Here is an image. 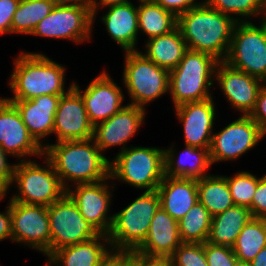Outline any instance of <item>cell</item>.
<instances>
[{"instance_id":"1","label":"cell","mask_w":266,"mask_h":266,"mask_svg":"<svg viewBox=\"0 0 266 266\" xmlns=\"http://www.w3.org/2000/svg\"><path fill=\"white\" fill-rule=\"evenodd\" d=\"M43 145L45 157L52 163L66 190L69 181L75 186L96 183L110 176V160L102 154L93 139Z\"/></svg>"},{"instance_id":"2","label":"cell","mask_w":266,"mask_h":266,"mask_svg":"<svg viewBox=\"0 0 266 266\" xmlns=\"http://www.w3.org/2000/svg\"><path fill=\"white\" fill-rule=\"evenodd\" d=\"M238 21L233 16L212 9L202 2L178 17L187 49L212 55L225 61L233 31Z\"/></svg>"},{"instance_id":"3","label":"cell","mask_w":266,"mask_h":266,"mask_svg":"<svg viewBox=\"0 0 266 266\" xmlns=\"http://www.w3.org/2000/svg\"><path fill=\"white\" fill-rule=\"evenodd\" d=\"M9 88L13 98L6 100H32L42 95H64L65 67L41 53L23 52L14 61Z\"/></svg>"},{"instance_id":"4","label":"cell","mask_w":266,"mask_h":266,"mask_svg":"<svg viewBox=\"0 0 266 266\" xmlns=\"http://www.w3.org/2000/svg\"><path fill=\"white\" fill-rule=\"evenodd\" d=\"M218 60L212 55L187 50L178 66L169 71V93L174 106L212 98L210 88Z\"/></svg>"},{"instance_id":"5","label":"cell","mask_w":266,"mask_h":266,"mask_svg":"<svg viewBox=\"0 0 266 266\" xmlns=\"http://www.w3.org/2000/svg\"><path fill=\"white\" fill-rule=\"evenodd\" d=\"M159 207L158 191H144L123 210L113 214L112 225L107 234L111 249H137L146 239L152 218Z\"/></svg>"},{"instance_id":"6","label":"cell","mask_w":266,"mask_h":266,"mask_svg":"<svg viewBox=\"0 0 266 266\" xmlns=\"http://www.w3.org/2000/svg\"><path fill=\"white\" fill-rule=\"evenodd\" d=\"M119 151L110 161V177L135 188L157 190L165 176L164 149L134 147Z\"/></svg>"},{"instance_id":"7","label":"cell","mask_w":266,"mask_h":266,"mask_svg":"<svg viewBox=\"0 0 266 266\" xmlns=\"http://www.w3.org/2000/svg\"><path fill=\"white\" fill-rule=\"evenodd\" d=\"M44 159V167L31 160L15 164L12 183L17 184L19 193L13 194L11 201L48 207L66 194L52 163Z\"/></svg>"},{"instance_id":"8","label":"cell","mask_w":266,"mask_h":266,"mask_svg":"<svg viewBox=\"0 0 266 266\" xmlns=\"http://www.w3.org/2000/svg\"><path fill=\"white\" fill-rule=\"evenodd\" d=\"M123 83L130 105H145L169 91V71L146 58L142 52L126 51Z\"/></svg>"},{"instance_id":"9","label":"cell","mask_w":266,"mask_h":266,"mask_svg":"<svg viewBox=\"0 0 266 266\" xmlns=\"http://www.w3.org/2000/svg\"><path fill=\"white\" fill-rule=\"evenodd\" d=\"M224 62L266 83V21H238Z\"/></svg>"},{"instance_id":"10","label":"cell","mask_w":266,"mask_h":266,"mask_svg":"<svg viewBox=\"0 0 266 266\" xmlns=\"http://www.w3.org/2000/svg\"><path fill=\"white\" fill-rule=\"evenodd\" d=\"M50 223V255L63 247L83 243L100 235L84 219L76 204L65 194L48 206Z\"/></svg>"},{"instance_id":"11","label":"cell","mask_w":266,"mask_h":266,"mask_svg":"<svg viewBox=\"0 0 266 266\" xmlns=\"http://www.w3.org/2000/svg\"><path fill=\"white\" fill-rule=\"evenodd\" d=\"M93 28L91 5L54 6L31 35L53 39H69L75 43L88 41Z\"/></svg>"},{"instance_id":"12","label":"cell","mask_w":266,"mask_h":266,"mask_svg":"<svg viewBox=\"0 0 266 266\" xmlns=\"http://www.w3.org/2000/svg\"><path fill=\"white\" fill-rule=\"evenodd\" d=\"M12 241L24 243L50 256L48 207L10 200Z\"/></svg>"},{"instance_id":"13","label":"cell","mask_w":266,"mask_h":266,"mask_svg":"<svg viewBox=\"0 0 266 266\" xmlns=\"http://www.w3.org/2000/svg\"><path fill=\"white\" fill-rule=\"evenodd\" d=\"M265 135L249 115L240 116L218 133H213L209 150L211 163L239 158L258 145Z\"/></svg>"},{"instance_id":"14","label":"cell","mask_w":266,"mask_h":266,"mask_svg":"<svg viewBox=\"0 0 266 266\" xmlns=\"http://www.w3.org/2000/svg\"><path fill=\"white\" fill-rule=\"evenodd\" d=\"M110 179L109 176L96 183L76 184L75 189L69 187L66 190V194L76 204L84 219L100 234L105 235L109 233L113 221V215L107 216L112 197L110 190H114L106 184Z\"/></svg>"},{"instance_id":"15","label":"cell","mask_w":266,"mask_h":266,"mask_svg":"<svg viewBox=\"0 0 266 266\" xmlns=\"http://www.w3.org/2000/svg\"><path fill=\"white\" fill-rule=\"evenodd\" d=\"M106 71L95 77L87 88L81 92L74 82L72 87L81 95L88 118L93 126L112 117L126 105H122L124 95L121 87L113 82Z\"/></svg>"},{"instance_id":"16","label":"cell","mask_w":266,"mask_h":266,"mask_svg":"<svg viewBox=\"0 0 266 266\" xmlns=\"http://www.w3.org/2000/svg\"><path fill=\"white\" fill-rule=\"evenodd\" d=\"M0 145L20 161L28 155H44V146L32 137L17 108L5 98H0Z\"/></svg>"},{"instance_id":"17","label":"cell","mask_w":266,"mask_h":266,"mask_svg":"<svg viewBox=\"0 0 266 266\" xmlns=\"http://www.w3.org/2000/svg\"><path fill=\"white\" fill-rule=\"evenodd\" d=\"M230 105L242 115H250L254 110L259 90L265 84L261 79L218 62L215 77Z\"/></svg>"},{"instance_id":"18","label":"cell","mask_w":266,"mask_h":266,"mask_svg":"<svg viewBox=\"0 0 266 266\" xmlns=\"http://www.w3.org/2000/svg\"><path fill=\"white\" fill-rule=\"evenodd\" d=\"M91 124L81 95L72 87L62 95L54 117L53 134L57 142L92 139Z\"/></svg>"},{"instance_id":"19","label":"cell","mask_w":266,"mask_h":266,"mask_svg":"<svg viewBox=\"0 0 266 266\" xmlns=\"http://www.w3.org/2000/svg\"><path fill=\"white\" fill-rule=\"evenodd\" d=\"M177 118L183 123L185 145L210 149L216 119L213 98L200 102H186L175 107Z\"/></svg>"},{"instance_id":"20","label":"cell","mask_w":266,"mask_h":266,"mask_svg":"<svg viewBox=\"0 0 266 266\" xmlns=\"http://www.w3.org/2000/svg\"><path fill=\"white\" fill-rule=\"evenodd\" d=\"M145 115L144 108L127 104L112 117L94 126L92 139L95 145L101 151L117 145H123L121 151L125 150V143L135 135Z\"/></svg>"},{"instance_id":"21","label":"cell","mask_w":266,"mask_h":266,"mask_svg":"<svg viewBox=\"0 0 266 266\" xmlns=\"http://www.w3.org/2000/svg\"><path fill=\"white\" fill-rule=\"evenodd\" d=\"M62 95H42L32 100H7L19 111L32 137L41 144V138L53 133L54 117Z\"/></svg>"},{"instance_id":"22","label":"cell","mask_w":266,"mask_h":266,"mask_svg":"<svg viewBox=\"0 0 266 266\" xmlns=\"http://www.w3.org/2000/svg\"><path fill=\"white\" fill-rule=\"evenodd\" d=\"M181 244L178 221L160 206L152 218L146 239L136 250L147 255L171 256Z\"/></svg>"},{"instance_id":"23","label":"cell","mask_w":266,"mask_h":266,"mask_svg":"<svg viewBox=\"0 0 266 266\" xmlns=\"http://www.w3.org/2000/svg\"><path fill=\"white\" fill-rule=\"evenodd\" d=\"M157 191L160 206L179 221L195 205L198 199L197 180L164 176Z\"/></svg>"},{"instance_id":"24","label":"cell","mask_w":266,"mask_h":266,"mask_svg":"<svg viewBox=\"0 0 266 266\" xmlns=\"http://www.w3.org/2000/svg\"><path fill=\"white\" fill-rule=\"evenodd\" d=\"M102 22L120 48L126 51H137L138 10L131 2L108 7L102 16Z\"/></svg>"},{"instance_id":"25","label":"cell","mask_w":266,"mask_h":266,"mask_svg":"<svg viewBox=\"0 0 266 266\" xmlns=\"http://www.w3.org/2000/svg\"><path fill=\"white\" fill-rule=\"evenodd\" d=\"M106 246L108 247L106 248ZM110 247L107 235L100 234L89 241L66 246L54 251L48 257L49 263L46 265L97 266L112 250Z\"/></svg>"},{"instance_id":"26","label":"cell","mask_w":266,"mask_h":266,"mask_svg":"<svg viewBox=\"0 0 266 266\" xmlns=\"http://www.w3.org/2000/svg\"><path fill=\"white\" fill-rule=\"evenodd\" d=\"M164 149L165 175L187 179H200L212 165L210 149H201L185 145L183 154L175 156L172 148ZM175 156V157H174ZM193 161H192V160ZM191 161V162H190ZM189 162V163H188Z\"/></svg>"},{"instance_id":"27","label":"cell","mask_w":266,"mask_h":266,"mask_svg":"<svg viewBox=\"0 0 266 266\" xmlns=\"http://www.w3.org/2000/svg\"><path fill=\"white\" fill-rule=\"evenodd\" d=\"M252 218L248 207L238 205L214 215L207 242L232 247L243 227Z\"/></svg>"},{"instance_id":"28","label":"cell","mask_w":266,"mask_h":266,"mask_svg":"<svg viewBox=\"0 0 266 266\" xmlns=\"http://www.w3.org/2000/svg\"><path fill=\"white\" fill-rule=\"evenodd\" d=\"M145 48L143 55L168 71L178 66L188 50L178 26L167 34L149 39Z\"/></svg>"},{"instance_id":"29","label":"cell","mask_w":266,"mask_h":266,"mask_svg":"<svg viewBox=\"0 0 266 266\" xmlns=\"http://www.w3.org/2000/svg\"><path fill=\"white\" fill-rule=\"evenodd\" d=\"M139 3L137 6L139 32L143 31L148 40L167 34L177 27L178 18L154 0H139Z\"/></svg>"},{"instance_id":"30","label":"cell","mask_w":266,"mask_h":266,"mask_svg":"<svg viewBox=\"0 0 266 266\" xmlns=\"http://www.w3.org/2000/svg\"><path fill=\"white\" fill-rule=\"evenodd\" d=\"M199 202L213 217L234 206L232 196L224 176L206 175L197 180Z\"/></svg>"},{"instance_id":"31","label":"cell","mask_w":266,"mask_h":266,"mask_svg":"<svg viewBox=\"0 0 266 266\" xmlns=\"http://www.w3.org/2000/svg\"><path fill=\"white\" fill-rule=\"evenodd\" d=\"M266 247V218H252L239 233L232 250L238 260L252 262Z\"/></svg>"},{"instance_id":"32","label":"cell","mask_w":266,"mask_h":266,"mask_svg":"<svg viewBox=\"0 0 266 266\" xmlns=\"http://www.w3.org/2000/svg\"><path fill=\"white\" fill-rule=\"evenodd\" d=\"M212 216L199 201L178 221L182 243H205L208 239Z\"/></svg>"},{"instance_id":"33","label":"cell","mask_w":266,"mask_h":266,"mask_svg":"<svg viewBox=\"0 0 266 266\" xmlns=\"http://www.w3.org/2000/svg\"><path fill=\"white\" fill-rule=\"evenodd\" d=\"M54 6L48 0H20L11 23V33L31 35L37 24L50 14Z\"/></svg>"},{"instance_id":"34","label":"cell","mask_w":266,"mask_h":266,"mask_svg":"<svg viewBox=\"0 0 266 266\" xmlns=\"http://www.w3.org/2000/svg\"><path fill=\"white\" fill-rule=\"evenodd\" d=\"M224 177L227 180L234 205L248 207L252 214V200L259 178L247 171L238 172L234 177Z\"/></svg>"},{"instance_id":"35","label":"cell","mask_w":266,"mask_h":266,"mask_svg":"<svg viewBox=\"0 0 266 266\" xmlns=\"http://www.w3.org/2000/svg\"><path fill=\"white\" fill-rule=\"evenodd\" d=\"M212 9L223 14L236 15V21H245L246 17L260 15L261 0H203ZM242 16L241 20L237 17ZM245 17V20H242Z\"/></svg>"},{"instance_id":"36","label":"cell","mask_w":266,"mask_h":266,"mask_svg":"<svg viewBox=\"0 0 266 266\" xmlns=\"http://www.w3.org/2000/svg\"><path fill=\"white\" fill-rule=\"evenodd\" d=\"M170 257L172 266H209L204 243H182Z\"/></svg>"},{"instance_id":"37","label":"cell","mask_w":266,"mask_h":266,"mask_svg":"<svg viewBox=\"0 0 266 266\" xmlns=\"http://www.w3.org/2000/svg\"><path fill=\"white\" fill-rule=\"evenodd\" d=\"M204 253L209 266H235L236 256L232 247L204 243Z\"/></svg>"},{"instance_id":"38","label":"cell","mask_w":266,"mask_h":266,"mask_svg":"<svg viewBox=\"0 0 266 266\" xmlns=\"http://www.w3.org/2000/svg\"><path fill=\"white\" fill-rule=\"evenodd\" d=\"M2 146L0 145V200H2L12 186L15 164L11 165L7 161V156Z\"/></svg>"},{"instance_id":"39","label":"cell","mask_w":266,"mask_h":266,"mask_svg":"<svg viewBox=\"0 0 266 266\" xmlns=\"http://www.w3.org/2000/svg\"><path fill=\"white\" fill-rule=\"evenodd\" d=\"M129 258L137 266H172L170 256L147 255L136 249L129 251Z\"/></svg>"},{"instance_id":"40","label":"cell","mask_w":266,"mask_h":266,"mask_svg":"<svg viewBox=\"0 0 266 266\" xmlns=\"http://www.w3.org/2000/svg\"><path fill=\"white\" fill-rule=\"evenodd\" d=\"M252 217L266 218V174L259 178L252 200Z\"/></svg>"},{"instance_id":"41","label":"cell","mask_w":266,"mask_h":266,"mask_svg":"<svg viewBox=\"0 0 266 266\" xmlns=\"http://www.w3.org/2000/svg\"><path fill=\"white\" fill-rule=\"evenodd\" d=\"M20 0H0V35L11 33V23Z\"/></svg>"},{"instance_id":"42","label":"cell","mask_w":266,"mask_h":266,"mask_svg":"<svg viewBox=\"0 0 266 266\" xmlns=\"http://www.w3.org/2000/svg\"><path fill=\"white\" fill-rule=\"evenodd\" d=\"M266 134V83L259 90L254 110L249 115Z\"/></svg>"},{"instance_id":"43","label":"cell","mask_w":266,"mask_h":266,"mask_svg":"<svg viewBox=\"0 0 266 266\" xmlns=\"http://www.w3.org/2000/svg\"><path fill=\"white\" fill-rule=\"evenodd\" d=\"M165 10L172 12L177 18L190 10L197 7L201 3H196V0H154Z\"/></svg>"},{"instance_id":"44","label":"cell","mask_w":266,"mask_h":266,"mask_svg":"<svg viewBox=\"0 0 266 266\" xmlns=\"http://www.w3.org/2000/svg\"><path fill=\"white\" fill-rule=\"evenodd\" d=\"M129 259V251L111 250L97 266H123Z\"/></svg>"},{"instance_id":"45","label":"cell","mask_w":266,"mask_h":266,"mask_svg":"<svg viewBox=\"0 0 266 266\" xmlns=\"http://www.w3.org/2000/svg\"><path fill=\"white\" fill-rule=\"evenodd\" d=\"M8 205L4 213L0 212V241L8 238L12 241L10 201Z\"/></svg>"},{"instance_id":"46","label":"cell","mask_w":266,"mask_h":266,"mask_svg":"<svg viewBox=\"0 0 266 266\" xmlns=\"http://www.w3.org/2000/svg\"><path fill=\"white\" fill-rule=\"evenodd\" d=\"M131 1L129 0H99V2L97 0H91V11L93 14V24H94V19L96 18V14H97V10L99 9V7L101 6L103 7H110L113 5H119V4H125V3H129Z\"/></svg>"},{"instance_id":"47","label":"cell","mask_w":266,"mask_h":266,"mask_svg":"<svg viewBox=\"0 0 266 266\" xmlns=\"http://www.w3.org/2000/svg\"><path fill=\"white\" fill-rule=\"evenodd\" d=\"M55 6L91 5V0H48Z\"/></svg>"},{"instance_id":"48","label":"cell","mask_w":266,"mask_h":266,"mask_svg":"<svg viewBox=\"0 0 266 266\" xmlns=\"http://www.w3.org/2000/svg\"><path fill=\"white\" fill-rule=\"evenodd\" d=\"M252 266H266V247H264L252 260Z\"/></svg>"},{"instance_id":"49","label":"cell","mask_w":266,"mask_h":266,"mask_svg":"<svg viewBox=\"0 0 266 266\" xmlns=\"http://www.w3.org/2000/svg\"><path fill=\"white\" fill-rule=\"evenodd\" d=\"M260 15L263 17L261 21H266V0H261Z\"/></svg>"},{"instance_id":"50","label":"cell","mask_w":266,"mask_h":266,"mask_svg":"<svg viewBox=\"0 0 266 266\" xmlns=\"http://www.w3.org/2000/svg\"><path fill=\"white\" fill-rule=\"evenodd\" d=\"M235 266H252V265L251 262L241 261L237 259Z\"/></svg>"},{"instance_id":"51","label":"cell","mask_w":266,"mask_h":266,"mask_svg":"<svg viewBox=\"0 0 266 266\" xmlns=\"http://www.w3.org/2000/svg\"><path fill=\"white\" fill-rule=\"evenodd\" d=\"M123 266H137L131 259H129Z\"/></svg>"}]
</instances>
